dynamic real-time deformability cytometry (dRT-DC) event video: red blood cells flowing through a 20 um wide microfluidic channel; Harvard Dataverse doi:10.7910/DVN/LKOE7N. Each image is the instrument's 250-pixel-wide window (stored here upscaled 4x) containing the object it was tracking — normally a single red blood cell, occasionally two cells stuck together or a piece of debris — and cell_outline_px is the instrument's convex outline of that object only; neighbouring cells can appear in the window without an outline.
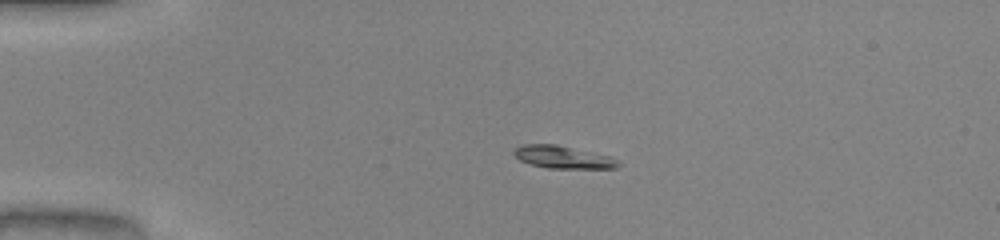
{"species": "common noctule bat (a hibernating species)", "species_latin": "Nyctalus noctula", "temperature_condition": "warm", "stored_images_in_passage": 29, "camera_frame_rate_fps": 3000, "um_per_image_px": 0.085, "animal": {"sex": "male", "body_mass_g": 20.0, "forearm_length_mm": 53.3}, "frame": {"image": 1, "passage_image": 1, "time_ms": 0.0, "image_size_px": [1000, 240], "cell_outline_px": [[620, 164], [616, 168], [548, 168], [532, 164], [520, 160], [512, 152], [520, 144], [556, 144], [612, 156]], "centroid_in_image_um": [47.85, 13.34], "position_along_channel_um": 37.1, "area_um2": 13.64}}
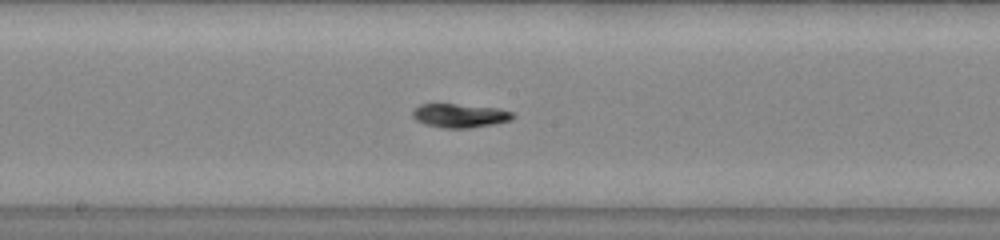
{"frame": {"image": 2, "passage_image": 17, "time_ms": 5.333, "image_size_px": [1000, 240], "cell_outline_px": [[516, 116], [512, 120], [496, 124], [472, 128], [440, 128], [424, 124], [416, 120], [412, 116], [412, 112], [420, 104], [456, 104], [500, 108], [512, 112]], "centroid_in_image_um": [39.13, 9.84], "position_along_channel_um": 209.1, "area_um2": 14.16}}
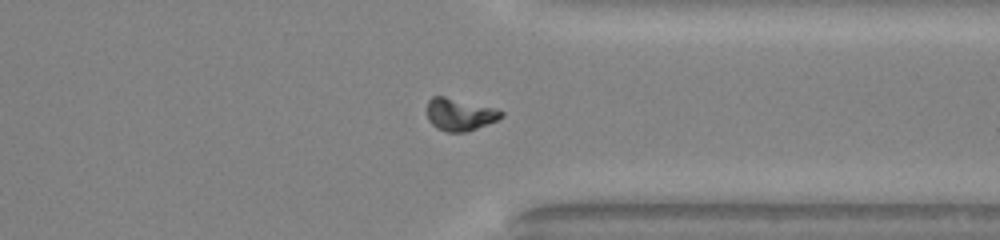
{"frame": {"image": 3, "passage_image": 29, "time_ms": 9.333, "image_size_px": [1000, 240], "cell_outline_px": [[504, 116], [496, 120], [476, 128], [464, 132], [448, 132], [436, 128], [428, 120], [428, 100], [432, 96], [444, 96], [496, 108], [504, 112]], "centroid_in_image_um": [39.07, 9.72], "position_along_channel_um": 372.3, "area_um2": 13.87}, "authors_computed_cell_mechanics": {"area_um2": 13.9298, "velocity_mm_per_s": 4.0984, "shape_relaxation_time_tau1_ms": 2.5264, "shape_relaxation_time_tau2_ms": 4.3288, "deformation_change_tau1": 0.1483, "deformation_change_tau2": 0.0778}}